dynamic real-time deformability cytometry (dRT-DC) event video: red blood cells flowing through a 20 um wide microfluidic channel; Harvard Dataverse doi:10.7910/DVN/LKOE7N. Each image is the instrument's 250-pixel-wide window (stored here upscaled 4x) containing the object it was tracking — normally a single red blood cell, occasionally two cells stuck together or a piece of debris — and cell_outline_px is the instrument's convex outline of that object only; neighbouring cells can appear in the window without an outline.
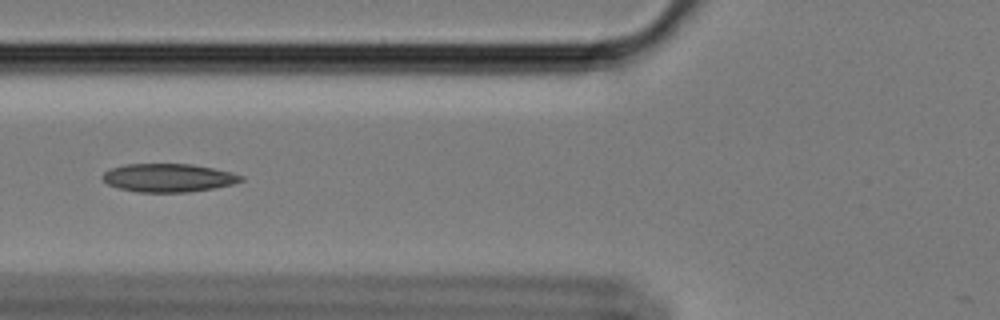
{"species": "Egyptian fruit bat (a non-hibernating species)", "species_latin": "Rousettus aegyptiacus", "temperature_condition": "cold", "stored_images_in_passage": 55, "camera_frame_rate_fps": 3000, "um_per_image_px": 0.085, "animal": {"sex": "female"}, "frame": {"image": 1, "passage_image": 19, "time_ms": 6.0, "image_size_px": [1000, 320], "cell_outline_px": [[244, 180], [232, 184], [212, 188], [188, 192], [136, 192], [120, 188], [108, 184], [100, 176], [104, 172], [112, 168], [124, 164], [192, 164], [232, 172], [244, 176]], "centroid_in_image_um": [14.31, 15.11], "position_along_channel_um": 111.5, "area_um2": 22.77}}
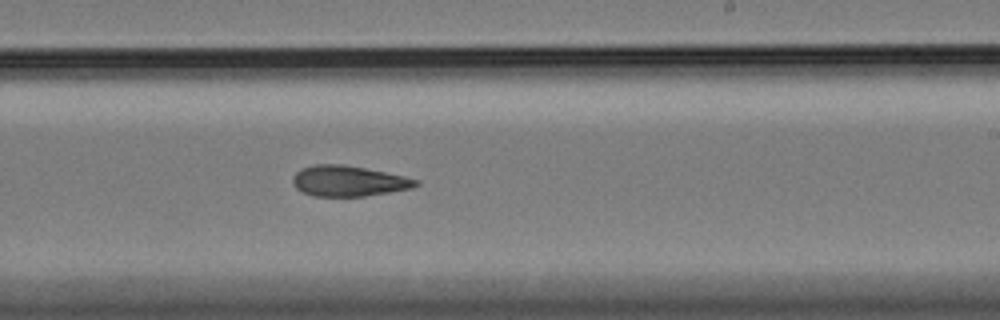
{"frame": {"image": 2, "passage_image": 32, "time_ms": 10.333, "image_size_px": [1000, 320], "cell_outline_px": [[420, 184], [412, 188], [364, 196], [312, 196], [296, 188], [292, 184], [292, 176], [300, 168], [316, 164], [344, 164], [404, 176], [420, 180]], "centroid_in_image_um": [29.6, 15.38], "position_along_channel_um": 259.4, "area_um2": 21.96}}
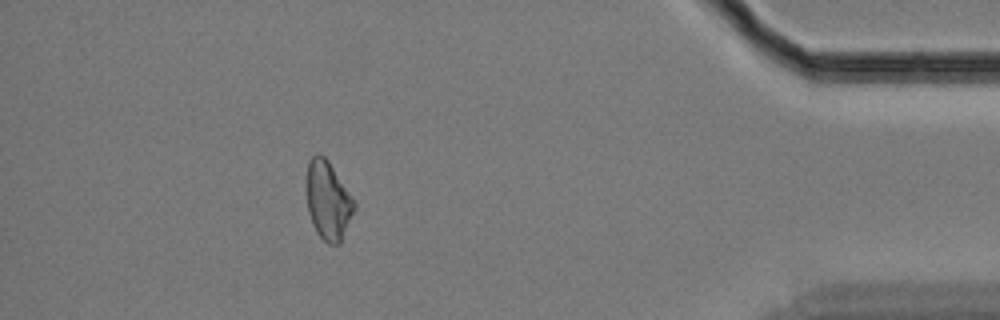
{"frame": {"image": 3, "passage_image": 49, "time_ms": 16.0, "image_size_px": [1000, 320], "cell_outline_px": [[356, 208], [340, 244], [328, 244], [316, 232], [312, 224], [308, 212], [308, 160], [316, 152], [320, 152], [328, 160], [356, 204]], "centroid_in_image_um": [27.89, 17.06], "position_along_channel_um": 407.3, "area_um2": 21.56}}